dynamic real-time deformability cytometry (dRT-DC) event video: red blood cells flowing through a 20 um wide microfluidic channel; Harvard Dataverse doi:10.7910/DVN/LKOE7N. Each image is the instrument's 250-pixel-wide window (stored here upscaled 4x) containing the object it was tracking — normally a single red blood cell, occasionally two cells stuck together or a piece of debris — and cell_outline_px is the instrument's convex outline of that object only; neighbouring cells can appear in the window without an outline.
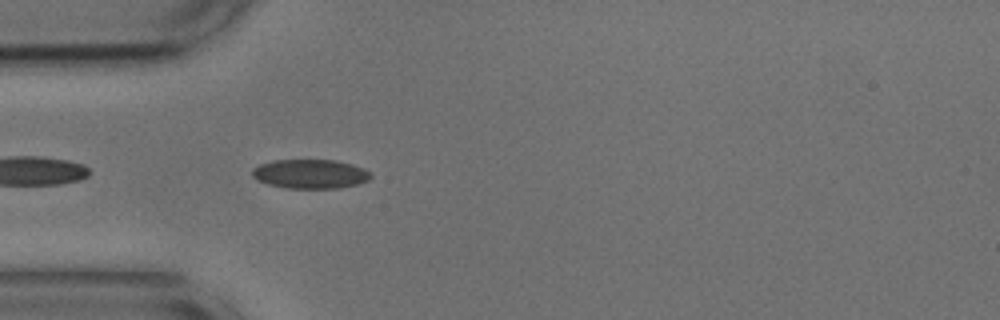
{"species": "common noctule bat (a hibernating species)", "species_latin": "Nyctalus noctula", "temperature_condition": "cold", "stored_images_in_passage": 24, "camera_frame_rate_fps": 3000, "um_per_image_px": 0.085, "animal": {"sex": "male", "body_mass_g": 17.9, "forearm_length_mm": 54.2}, "frame": {"image": 1, "passage_image": 1, "time_ms": 0.0, "image_size_px": [1000, 320], "cell_outline_px": [[372, 176], [368, 180], [356, 184], [340, 188], [284, 188], [268, 184], [256, 180], [252, 176], [252, 168], [260, 164], [272, 160], [336, 160], [352, 164], [364, 168]], "centroid_in_image_um": [26.34, 14.78], "position_along_channel_um": 58.7, "area_um2": 20.23}}